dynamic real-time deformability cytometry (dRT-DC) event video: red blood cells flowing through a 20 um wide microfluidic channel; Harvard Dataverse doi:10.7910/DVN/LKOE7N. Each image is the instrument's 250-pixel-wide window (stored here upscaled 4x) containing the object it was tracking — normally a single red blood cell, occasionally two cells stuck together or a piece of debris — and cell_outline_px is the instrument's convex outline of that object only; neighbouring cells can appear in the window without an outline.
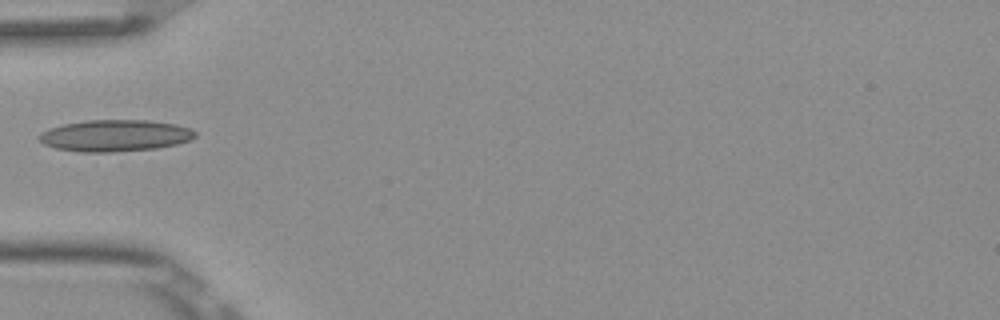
{"species": "Egyptian fruit bat (a non-hibernating species)", "species_latin": "Rousettus aegyptiacus", "temperature_condition": "room temperature", "stored_images_in_passage": 3, "camera_frame_rate_fps": 3000, "um_per_image_px": 0.085, "frame": {"image": 1, "passage_image": 1, "time_ms": 0.0, "image_size_px": [1000, 320], "cell_outline_px": [[196, 136], [192, 140], [176, 144], [156, 148], [112, 152], [80, 152], [56, 148], [44, 144], [36, 136], [40, 132], [48, 128], [64, 124], [88, 120], [148, 120], [176, 124], [188, 128], [196, 132]], "centroid_in_image_um": [9.76, 11.52], "position_along_channel_um": 75.2, "area_um2": 28.84}}
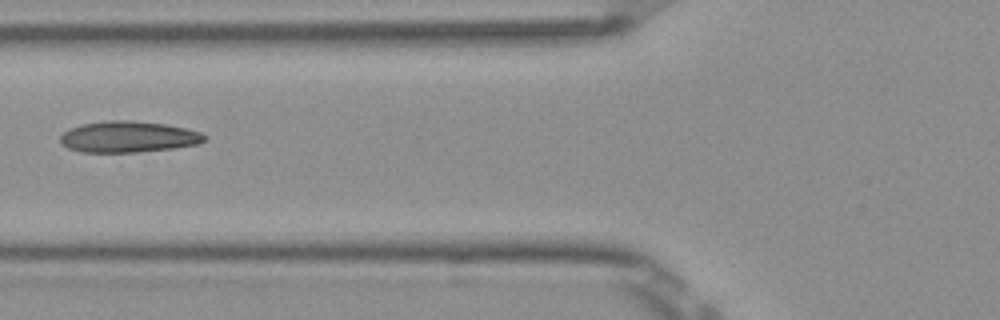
{"frame": {"image": 2, "passage_image": 2, "time_ms": 0.333, "image_size_px": [1000, 320], "cell_outline_px": [[208, 140], [196, 144], [172, 148], [136, 152], [80, 152], [68, 148], [60, 140], [60, 136], [64, 132], [80, 124], [108, 120], [132, 120], [164, 124], [184, 128], [200, 132], [208, 136]], "centroid_in_image_um": [10.91, 11.62], "position_along_channel_um": 114.9, "area_um2": 26.13}}
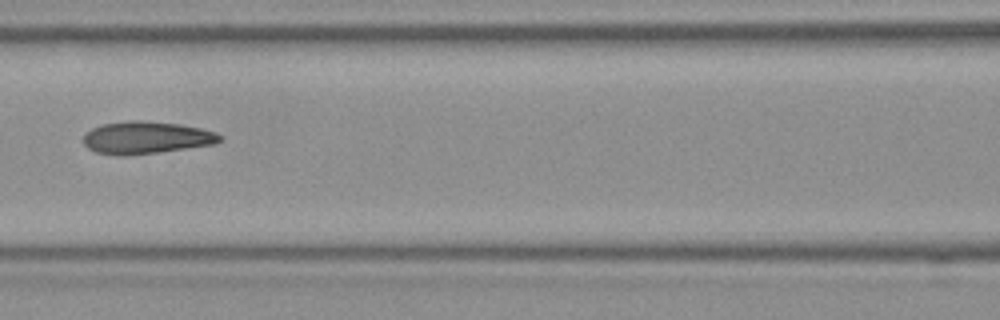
{"frame": {"image": 3, "passage_image": 3, "time_ms": 0.667, "image_size_px": [1000, 320], "cell_outline_px": [[224, 136], [220, 140], [212, 144], [160, 152], [128, 156], [116, 156], [96, 152], [88, 148], [84, 144], [84, 132], [92, 128], [104, 124], [132, 120], [140, 120], [180, 124], [200, 128], [216, 132]], "centroid_in_image_um": [12.4, 11.7], "position_along_channel_um": 154.2, "area_um2": 25.78}}